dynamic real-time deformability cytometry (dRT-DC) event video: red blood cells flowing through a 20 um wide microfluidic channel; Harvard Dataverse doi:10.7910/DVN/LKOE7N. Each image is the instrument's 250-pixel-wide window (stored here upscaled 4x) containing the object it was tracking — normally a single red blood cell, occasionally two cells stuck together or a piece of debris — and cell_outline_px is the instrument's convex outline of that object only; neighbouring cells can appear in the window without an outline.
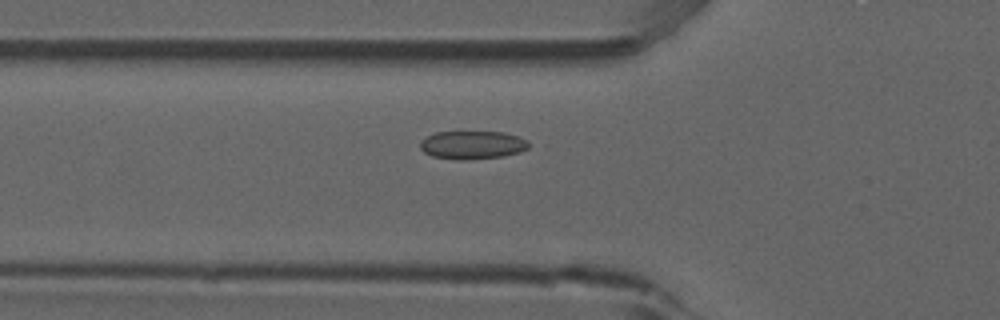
{"species": "common noctule bat (a hibernating species)", "species_latin": "Nyctalus noctula", "temperature_condition": "room temperature", "stored_images_in_passage": 48, "camera_frame_rate_fps": 3000, "um_per_image_px": 0.085, "animal": {"sex": "male", "forearm_length_mm": 52.5}, "frame": {"image": 1, "passage_image": 13, "time_ms": 4.0, "image_size_px": [1000, 320], "cell_outline_px": [[528, 148], [520, 152], [504, 156], [468, 160], [460, 160], [432, 156], [424, 152], [420, 148], [420, 140], [436, 132], [504, 132], [520, 136], [528, 140]], "centroid_in_image_um": [40.17, 12.32], "position_along_channel_um": 85.6, "area_um2": 17.98}}
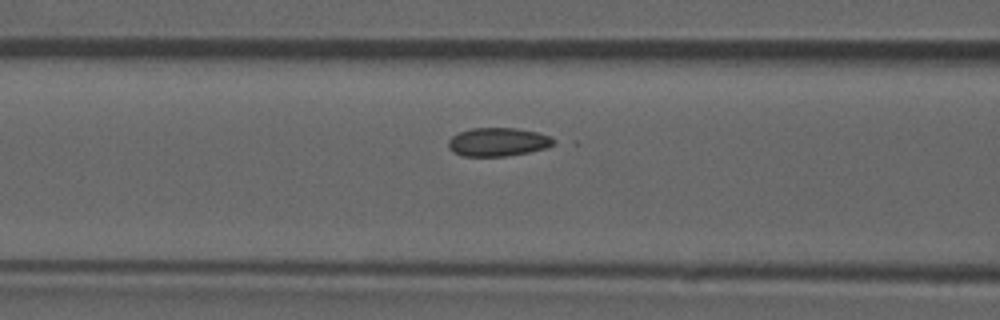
{"frame": {"image": 2, "passage_image": 16, "time_ms": 5.0, "image_size_px": [1000, 320], "cell_outline_px": [[560, 140], [544, 148], [528, 152], [504, 156], [464, 156], [452, 152], [448, 148], [448, 140], [452, 136], [460, 132], [472, 128], [516, 128], [536, 132], [552, 136]], "centroid_in_image_um": [42.33, 12.06], "position_along_channel_um": 124.3, "area_um2": 17.51}}
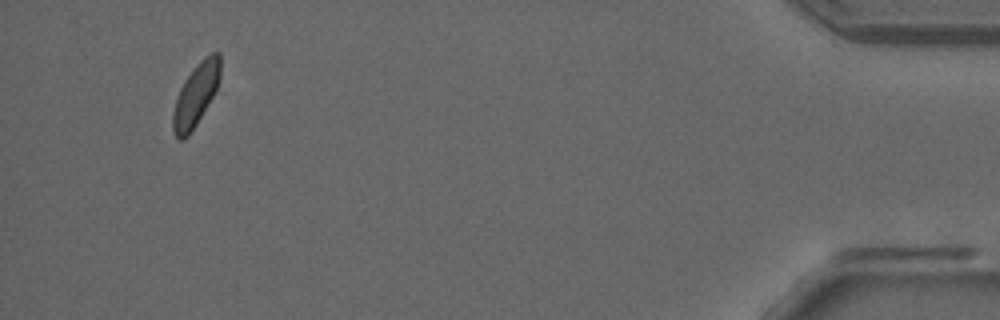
{"frame": {"image": 3, "passage_image": 45, "time_ms": 14.667, "image_size_px": [1000, 320], "cell_outline_px": [[220, 76], [216, 88], [212, 96], [196, 124], [188, 136], [184, 140], [180, 140], [176, 136], [172, 128], [172, 116], [176, 100], [180, 88], [196, 64], [204, 56], [212, 52], [220, 52]], "centroid_in_image_um": [16.64, 8.04], "position_along_channel_um": 418.6, "area_um2": 16.88}, "authors_computed_cell_mechanics": {"area_um2": 17.6001, "velocity_mm_per_s": 3.8356, "shape_relaxation_time_tau1_ms": 5.5297, "shape_relaxation_time_tau2_ms": 1.5052, "deformation_change_tau1": 0.0714, "deformation_change_tau2": 0.0627}}